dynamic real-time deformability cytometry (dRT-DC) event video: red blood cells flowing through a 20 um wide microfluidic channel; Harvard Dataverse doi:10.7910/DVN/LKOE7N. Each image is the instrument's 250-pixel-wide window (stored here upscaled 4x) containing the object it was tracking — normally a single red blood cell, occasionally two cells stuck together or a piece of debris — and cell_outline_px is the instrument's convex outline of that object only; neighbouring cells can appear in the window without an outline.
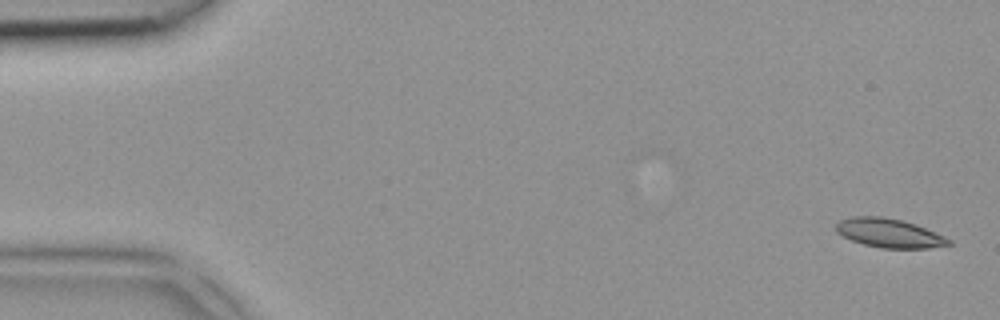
{"species": "common noctule bat (a hibernating species)", "species_latin": "Nyctalus noctula", "temperature_condition": "room temperature", "stored_images_in_passage": 4, "camera_frame_rate_fps": 3000, "um_per_image_px": 0.085, "animal": {"sex": "female", "body_mass_g": 18.4}, "frame": {"image": 1, "passage_image": 1, "time_ms": 0.0, "image_size_px": [1000, 320], "cell_outline_px": [[952, 244], [928, 248], [880, 248], [864, 244], [852, 240], [836, 232], [836, 224], [840, 220], [852, 216], [880, 216], [900, 220], [916, 224], [944, 236], [952, 240]], "centroid_in_image_um": [75.58, 19.81], "position_along_channel_um": 9.4, "area_um2": 18.9}}